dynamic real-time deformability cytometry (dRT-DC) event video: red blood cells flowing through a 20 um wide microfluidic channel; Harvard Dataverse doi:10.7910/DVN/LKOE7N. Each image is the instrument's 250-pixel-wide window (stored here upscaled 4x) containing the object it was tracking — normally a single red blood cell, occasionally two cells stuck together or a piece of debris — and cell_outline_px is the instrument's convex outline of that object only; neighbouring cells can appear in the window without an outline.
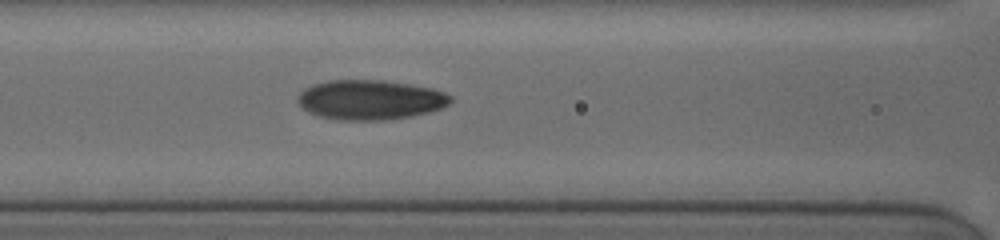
{"species": "human", "species_latin": "Homo sapiens", "temperature_condition": "cold", "stored_images_in_passage": 7, "segment_of_instrument_passage": [1, 2], "camera_frame_rate_fps": 3000, "um_per_image_px": 0.085, "donor": {"sex": "female"}, "frame": {"image": 1, "passage_image": 6, "time_ms": 3.333, "image_size_px": [1000, 240], "cell_outline_px": [[452, 100], [448, 104], [440, 108], [428, 112], [412, 116], [388, 120], [336, 120], [320, 116], [308, 112], [296, 100], [296, 96], [304, 88], [312, 84], [328, 80], [384, 80], [432, 88], [444, 92], [452, 96]], "centroid_in_image_um": [31.44, 8.48], "position_along_channel_um": 135.2, "area_um2": 35.55}}